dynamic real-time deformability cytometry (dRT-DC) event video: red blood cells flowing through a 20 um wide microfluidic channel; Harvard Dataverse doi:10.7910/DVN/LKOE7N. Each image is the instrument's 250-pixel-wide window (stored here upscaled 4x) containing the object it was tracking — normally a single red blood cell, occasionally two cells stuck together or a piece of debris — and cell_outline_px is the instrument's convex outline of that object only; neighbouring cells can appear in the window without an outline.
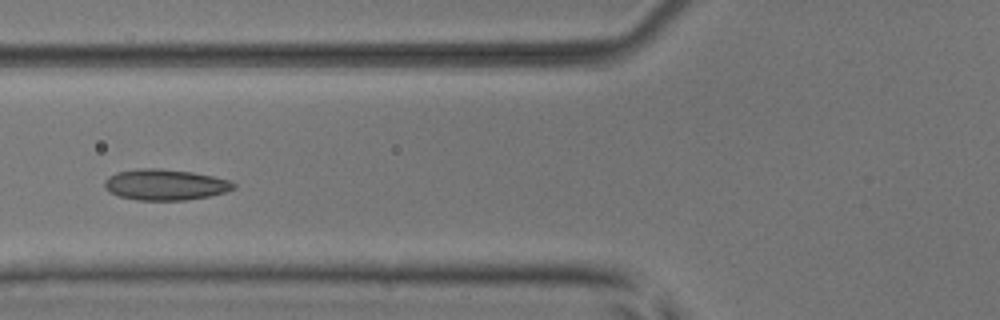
{"species": "common noctule bat (a hibernating species)", "species_latin": "Nyctalus noctula", "temperature_condition": "room temperature", "stored_images_in_passage": 7, "camera_frame_rate_fps": 3000, "um_per_image_px": 0.085, "animal": {"sex": "male", "body_mass_g": 17.9, "forearm_length_mm": 54.2}, "frame": {"image": 1, "passage_image": 5, "time_ms": 5.0, "image_size_px": [1000, 320], "cell_outline_px": [[236, 188], [224, 192], [208, 196], [184, 200], [136, 200], [120, 196], [108, 192], [104, 188], [104, 180], [108, 176], [116, 172], [136, 168], [160, 168], [192, 172], [212, 176], [228, 180], [236, 184]], "centroid_in_image_um": [13.99, 15.69], "position_along_channel_um": 111.8, "area_um2": 23.35}}
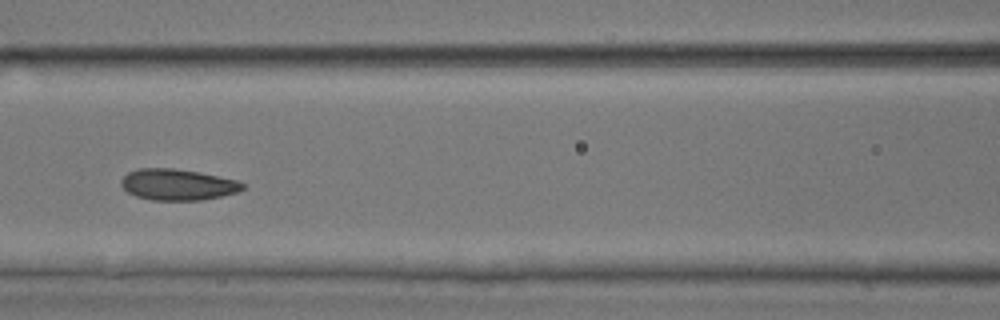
{"frame": {"image": 2, "passage_image": 6, "time_ms": 6.0, "image_size_px": [1000, 320], "cell_outline_px": [[244, 188], [236, 192], [220, 196], [200, 200], [152, 200], [136, 196], [128, 192], [120, 184], [120, 180], [128, 172], [140, 168], [172, 168], [196, 172], [236, 180], [244, 184]], "centroid_in_image_um": [15.05, 15.69], "position_along_channel_um": 151.6, "area_um2": 21.73}}
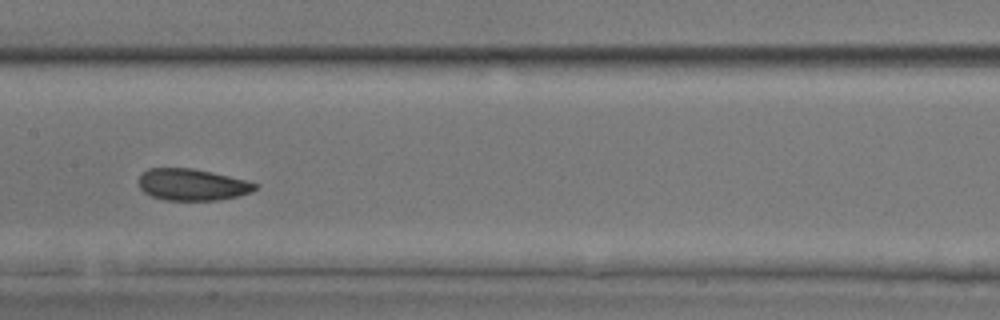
{"frame": {"image": 3, "passage_image": 7, "time_ms": 7.0, "image_size_px": [1000, 320], "cell_outline_px": [[260, 184], [252, 192], [240, 196], [220, 200], [164, 200], [152, 196], [144, 192], [140, 188], [140, 176], [148, 168], [192, 168], [212, 172], [248, 180]], "centroid_in_image_um": [16.4, 15.7], "position_along_channel_um": 191.0, "area_um2": 21.62}}